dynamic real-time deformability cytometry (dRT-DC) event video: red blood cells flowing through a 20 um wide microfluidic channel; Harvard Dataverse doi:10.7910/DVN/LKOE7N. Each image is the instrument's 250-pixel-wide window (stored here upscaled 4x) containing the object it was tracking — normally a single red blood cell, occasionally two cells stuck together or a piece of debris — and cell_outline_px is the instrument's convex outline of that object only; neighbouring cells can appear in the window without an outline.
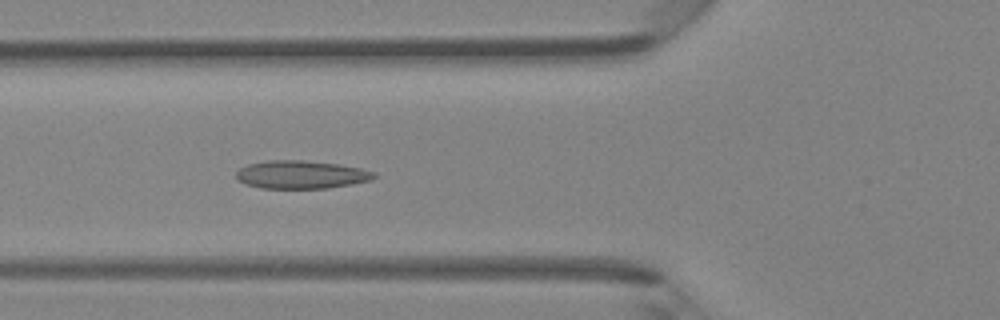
{"species": "Egyptian fruit bat (a non-hibernating species)", "species_latin": "Rousettus aegyptiacus", "temperature_condition": "room temperature", "stored_images_in_passage": 46, "camera_frame_rate_fps": 3000, "um_per_image_px": 0.085, "animal": {"sex": "female"}, "frame": {"image": 1, "passage_image": 16, "time_ms": 5.0, "image_size_px": [1000, 320], "cell_outline_px": [[376, 176], [372, 180], [352, 184], [328, 188], [260, 188], [244, 184], [236, 180], [236, 172], [240, 168], [248, 164], [268, 160], [304, 160], [340, 164], [360, 168], [376, 172]], "centroid_in_image_um": [25.59, 14.84], "position_along_channel_um": 100.2, "area_um2": 22.77}}
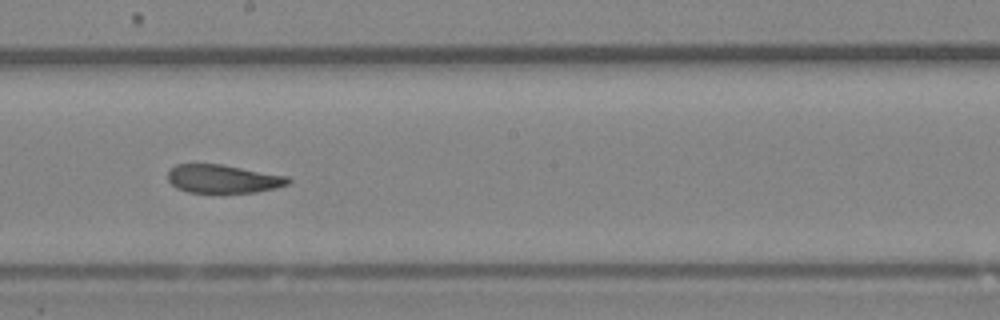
{"frame": {"image": 2, "passage_image": 25, "time_ms": 8.0, "image_size_px": [1000, 320], "cell_outline_px": [[292, 180], [288, 184], [276, 188], [256, 192], [188, 192], [176, 188], [168, 180], [168, 172], [176, 164], [220, 164], [288, 176]], "centroid_in_image_um": [18.97, 15.2], "position_along_channel_um": 229.2, "area_um2": 19.77}}
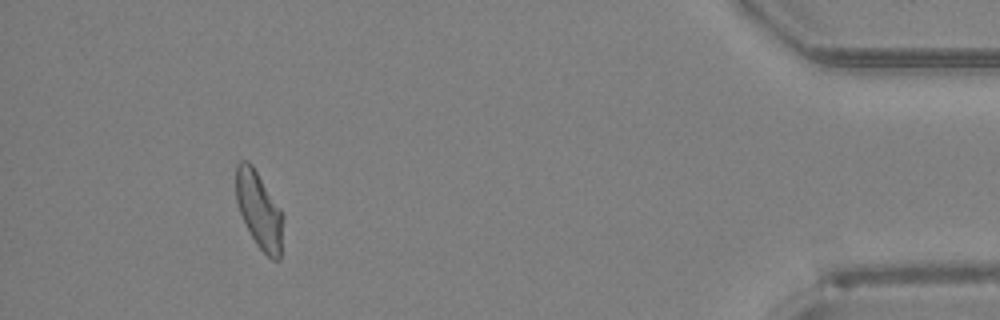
{"frame": {"image": 3, "passage_image": 42, "time_ms": 13.667, "image_size_px": [1000, 320], "cell_outline_px": [[284, 216], [280, 260], [272, 260], [256, 244], [240, 212], [236, 200], [236, 164], [240, 160], [248, 160], [252, 164], [280, 208]], "centroid_in_image_um": [22.04, 17.85], "position_along_channel_um": 413.2, "area_um2": 20.98}, "authors_computed_cell_mechanics": {"area_um2": 21.5016, "velocity_mm_per_s": 4.3306, "shape_relaxation_time_tau1_ms": null, "shape_relaxation_time_tau2_ms": 2.2434, "deformation_change_tau1": null, "deformation_change_tau2": 0.0708}}